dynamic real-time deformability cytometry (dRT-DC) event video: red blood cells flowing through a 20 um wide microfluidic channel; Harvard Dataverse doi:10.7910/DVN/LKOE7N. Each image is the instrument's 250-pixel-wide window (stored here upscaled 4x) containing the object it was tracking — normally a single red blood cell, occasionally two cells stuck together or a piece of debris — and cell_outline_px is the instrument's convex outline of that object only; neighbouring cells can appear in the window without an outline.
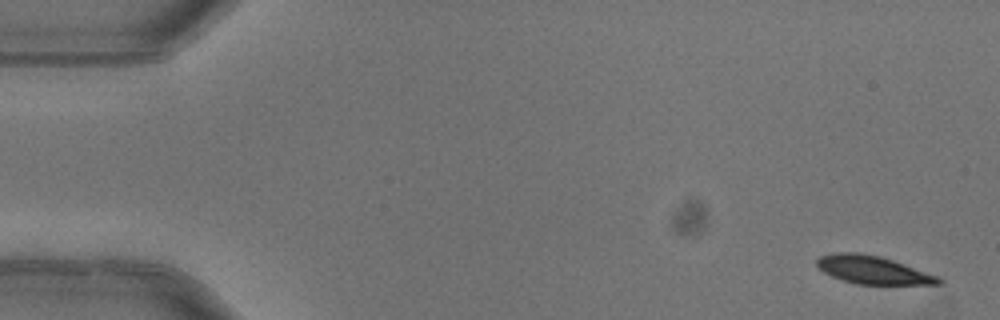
{"species": "common noctule bat (a hibernating species)", "species_latin": "Nyctalus noctula", "temperature_condition": "warm", "stored_images_in_passage": 5, "camera_frame_rate_fps": 3000, "um_per_image_px": 0.085, "animal": {"sex": "female"}, "frame": {"image": 1, "passage_image": 1, "time_ms": 0.0, "image_size_px": [1000, 320], "cell_outline_px": [[944, 284], [856, 284], [832, 276], [824, 272], [816, 264], [816, 260], [820, 256], [836, 252], [860, 252], [880, 256], [940, 276], [944, 280]], "centroid_in_image_um": [74.23, 22.94], "position_along_channel_um": 10.8, "area_um2": 19.88}}